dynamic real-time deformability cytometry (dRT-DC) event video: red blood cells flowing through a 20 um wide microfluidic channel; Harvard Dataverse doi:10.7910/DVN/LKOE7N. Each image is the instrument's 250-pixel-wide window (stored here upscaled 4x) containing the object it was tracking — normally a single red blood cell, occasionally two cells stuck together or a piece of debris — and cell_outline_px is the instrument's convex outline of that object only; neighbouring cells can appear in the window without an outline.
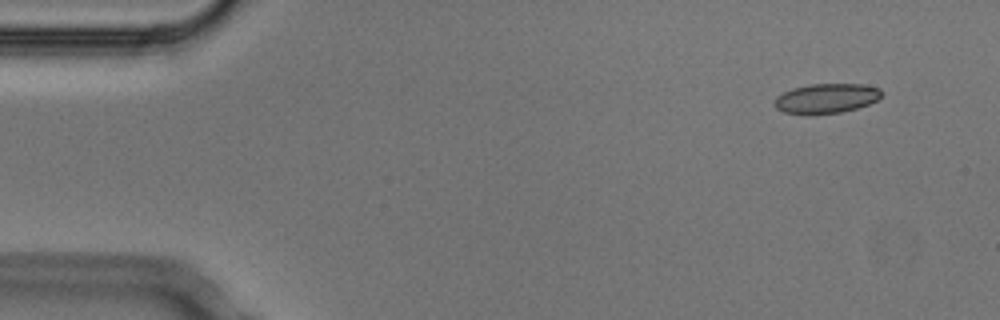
{"species": "Egyptian fruit bat (a non-hibernating species)", "species_latin": "Rousettus aegyptiacus", "temperature_condition": "cold", "stored_images_in_passage": 4, "camera_frame_rate_fps": 3000, "um_per_image_px": 0.085, "animal": {"sex": "male"}, "frame": {"image": 1, "passage_image": 1, "time_ms": 0.0, "image_size_px": [1000, 320], "cell_outline_px": [[884, 92], [876, 100], [868, 104], [856, 108], [840, 112], [784, 112], [776, 108], [772, 104], [776, 96], [792, 88], [808, 84], [864, 84], [880, 88]], "centroid_in_image_um": [70.25, 8.32], "position_along_channel_um": 14.8, "area_um2": 18.09}}
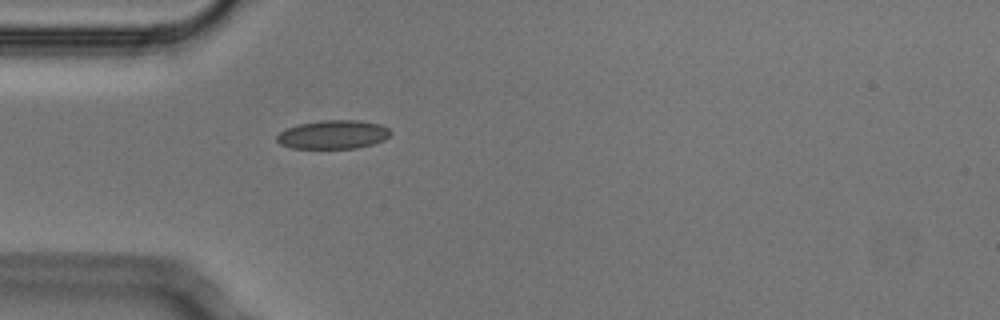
{"frame": {"image": 2, "passage_image": 4, "time_ms": 1.0, "image_size_px": [1000, 320], "cell_outline_px": [[392, 132], [384, 140], [372, 144], [356, 148], [292, 148], [280, 144], [276, 140], [276, 136], [284, 128], [300, 124], [320, 120], [360, 120], [380, 124], [388, 128]], "centroid_in_image_um": [28.3, 11.43], "position_along_channel_um": 56.7, "area_um2": 19.07}}